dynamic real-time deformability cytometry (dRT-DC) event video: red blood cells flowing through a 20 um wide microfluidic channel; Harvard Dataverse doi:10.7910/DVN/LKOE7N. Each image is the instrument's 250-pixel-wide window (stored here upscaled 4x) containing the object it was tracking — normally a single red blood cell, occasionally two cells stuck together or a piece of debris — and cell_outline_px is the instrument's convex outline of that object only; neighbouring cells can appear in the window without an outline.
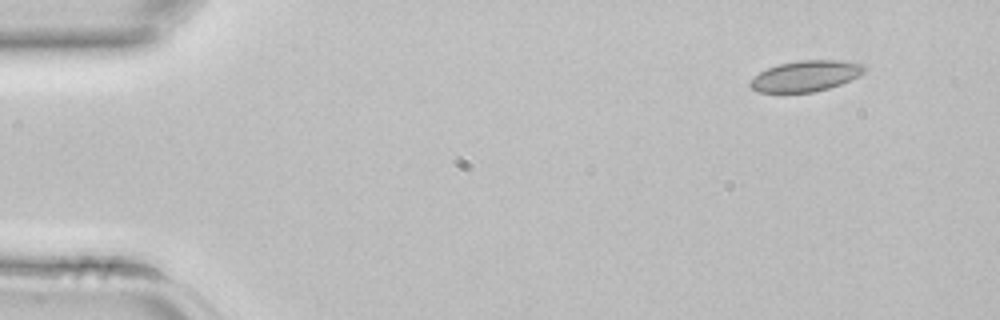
{"species": "common noctule bat (a hibernating species)", "species_latin": "Nyctalus noctula", "temperature_condition": "room temperature", "stored_images_in_passage": 40, "camera_frame_rate_fps": 3000, "um_per_image_px": 0.085, "animal": {"sex": "female", "body_mass_g": 22.7, "forearm_length_mm": 54.2}, "frame": {"image": 1, "passage_image": 1, "time_ms": 0.0, "image_size_px": [1000, 320], "cell_outline_px": [[868, 68], [864, 72], [840, 84], [828, 88], [812, 92], [756, 92], [748, 84], [748, 80], [752, 76], [768, 68], [780, 64], [800, 60], [840, 60], [864, 64]], "centroid_in_image_um": [68.45, 6.45], "position_along_channel_um": 16.6, "area_um2": 20.46}}
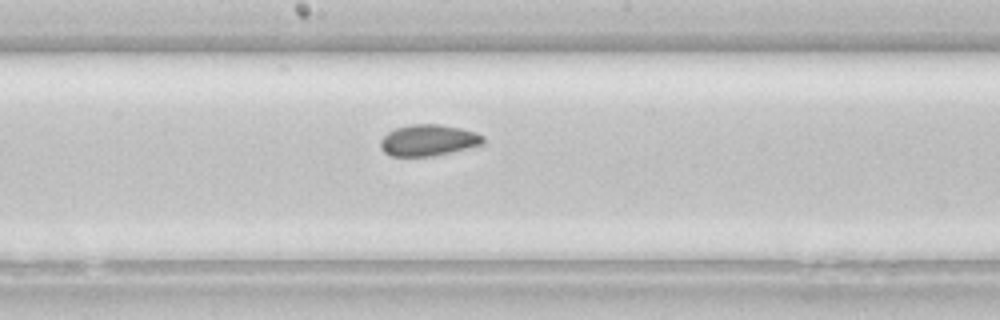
{"frame": {"image": 2, "passage_image": 20, "time_ms": 6.333, "image_size_px": [1000, 320], "cell_outline_px": [[484, 144], [432, 156], [392, 156], [384, 152], [380, 148], [380, 140], [388, 132], [396, 128], [412, 124], [440, 124], [460, 128], [476, 132], [484, 136]], "centroid_in_image_um": [36.41, 11.91], "position_along_channel_um": 211.8, "area_um2": 18.67}}
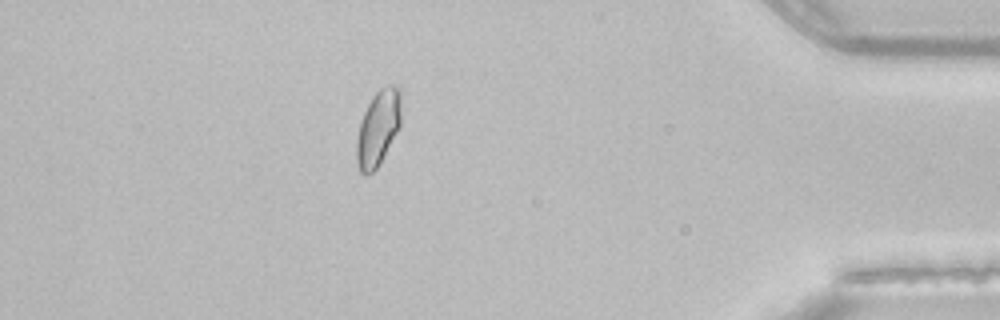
{"frame": {"image": 3, "passage_image": 35, "time_ms": 11.333, "image_size_px": [1000, 320], "cell_outline_px": [[400, 128], [380, 164], [368, 176], [364, 176], [360, 172], [356, 164], [356, 140], [360, 120], [372, 96], [380, 88], [388, 84], [396, 84], [400, 88]], "centroid_in_image_um": [32.13, 10.9], "position_along_channel_um": 403.1, "area_um2": 20.06}}